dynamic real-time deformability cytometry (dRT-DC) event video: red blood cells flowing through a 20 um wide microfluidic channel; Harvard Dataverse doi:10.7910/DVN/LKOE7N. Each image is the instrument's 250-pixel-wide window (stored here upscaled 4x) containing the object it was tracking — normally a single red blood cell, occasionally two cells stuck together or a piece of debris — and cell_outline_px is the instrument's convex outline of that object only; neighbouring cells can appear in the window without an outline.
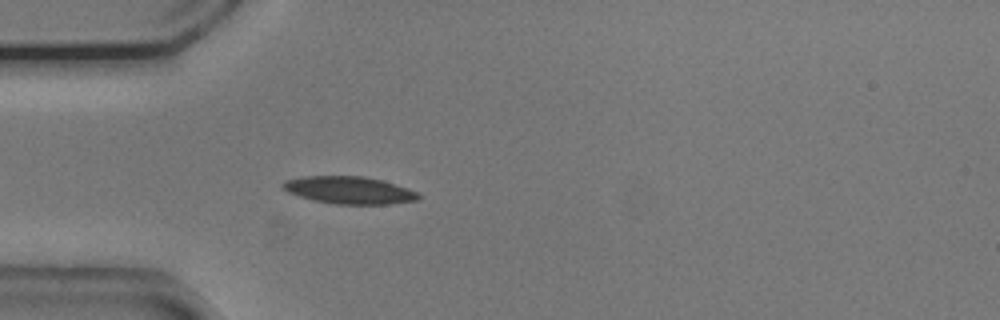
{"species": "common noctule bat (a hibernating species)", "species_latin": "Nyctalus noctula", "temperature_condition": "cold", "stored_images_in_passage": 44, "camera_frame_rate_fps": 3000, "um_per_image_px": 0.085, "animal": {"sex": "male", "body_mass_g": 20.5, "forearm_length_mm": 52.5}, "frame": {"image": 1, "passage_image": 6, "time_ms": 1.667, "image_size_px": [1000, 320], "cell_outline_px": [[420, 196], [416, 200], [388, 204], [336, 204], [312, 200], [288, 192], [280, 184], [284, 180], [304, 176], [364, 176], [380, 180], [408, 188], [416, 192]], "centroid_in_image_um": [29.64, 16.16], "position_along_channel_um": 55.4, "area_um2": 21.44}}
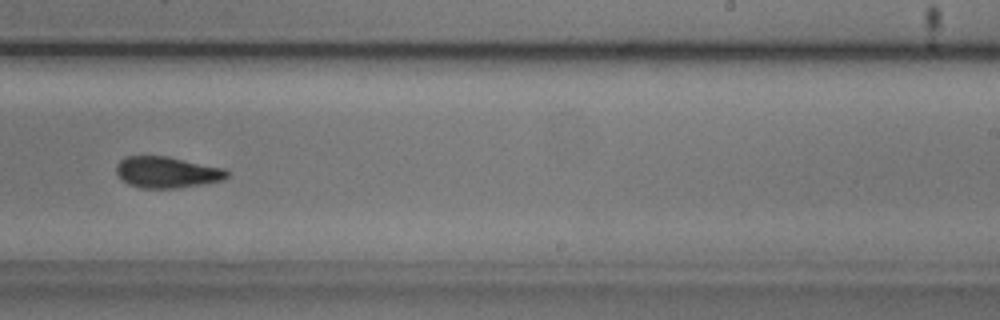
{"frame": {"image": 2, "passage_image": 24, "time_ms": 7.667, "image_size_px": [1000, 320], "cell_outline_px": [[228, 176], [224, 180], [176, 188], [140, 188], [128, 184], [116, 172], [116, 164], [124, 156], [168, 156], [228, 168]], "centroid_in_image_um": [14.22, 14.62], "position_along_channel_um": 274.8, "area_um2": 20.35}}
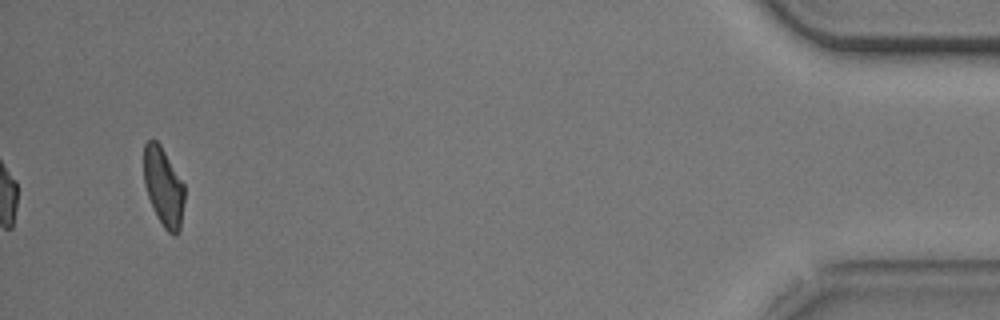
{"frame": {"image": 3, "passage_image": 42, "time_ms": 13.667, "image_size_px": [1000, 320], "cell_outline_px": [[184, 200], [180, 232], [176, 236], [172, 236], [164, 228], [148, 196], [144, 184], [144, 144], [148, 140], [156, 140], [160, 144], [184, 184]], "centroid_in_image_um": [13.91, 15.9], "position_along_channel_um": 421.3, "area_um2": 18.5}, "authors_computed_cell_mechanics": {"area_um2": 20.4323, "velocity_mm_per_s": 3.7428, "shape_relaxation_time_tau1_ms": 6.1005, "shape_relaxation_time_tau2_ms": 4.0353, "deformation_change_tau1": 0.1546, "deformation_change_tau2": 0.0956}}